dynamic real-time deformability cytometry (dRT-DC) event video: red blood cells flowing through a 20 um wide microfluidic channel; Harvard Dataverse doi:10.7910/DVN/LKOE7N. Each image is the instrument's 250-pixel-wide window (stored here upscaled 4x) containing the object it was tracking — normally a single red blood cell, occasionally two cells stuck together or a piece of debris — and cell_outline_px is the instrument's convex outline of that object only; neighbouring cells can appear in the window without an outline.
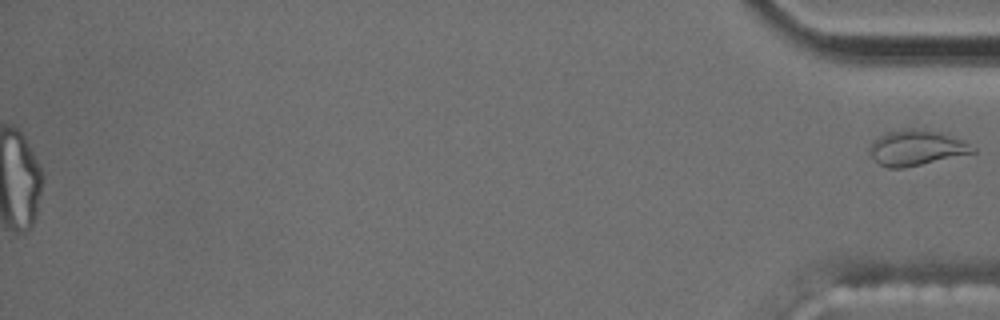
{"species": "common noctule bat (a hibernating species)", "species_latin": "Nyctalus noctula", "temperature_condition": "cold", "stored_images_in_passage": 15, "segment_of_instrument_passage": [2, 2], "camera_frame_rate_fps": 3000, "um_per_image_px": 0.085, "animal": {"sex": "male", "body_mass_g": 17.5, "forearm_length_mm": 52.3}, "frame": {"image": 1, "passage_image": 15, "time_ms": 18.667, "image_size_px": [1000, 320], "cell_outline_px": [[976, 152], [904, 168], [888, 168], [880, 164], [868, 152], [868, 148], [872, 140], [888, 132], [904, 128], [924, 128], [940, 132], [964, 140], [976, 148]], "centroid_in_image_um": [77.89, 12.54], "position_along_channel_um": 357.3, "area_um2": 21.44}}